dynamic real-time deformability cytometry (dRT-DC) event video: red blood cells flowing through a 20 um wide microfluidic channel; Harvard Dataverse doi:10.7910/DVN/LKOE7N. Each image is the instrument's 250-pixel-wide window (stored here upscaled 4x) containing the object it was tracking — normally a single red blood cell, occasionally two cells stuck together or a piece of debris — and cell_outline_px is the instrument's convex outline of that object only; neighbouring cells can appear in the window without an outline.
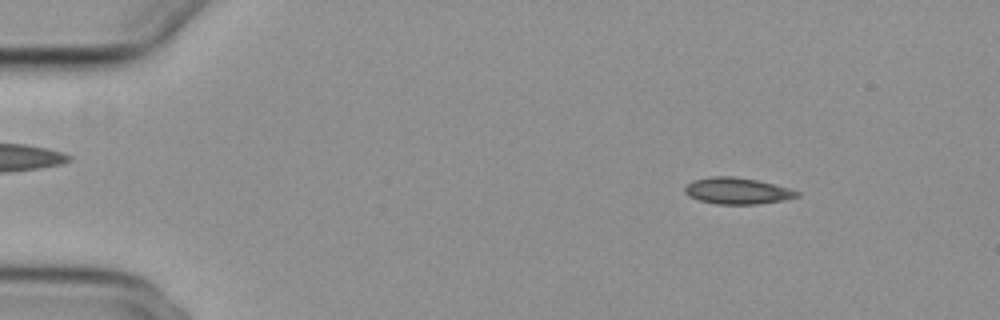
{"species": "common noctule bat (a hibernating species)", "species_latin": "Nyctalus noctula", "temperature_condition": "cold", "stored_images_in_passage": 36, "camera_frame_rate_fps": 3000, "um_per_image_px": 0.085, "animal": {"sex": "female", "body_mass_g": 29.2, "forearm_length_mm": 56.3}, "frame": {"image": 1, "passage_image": 6, "time_ms": 1.667, "image_size_px": [1000, 320], "cell_outline_px": [[800, 196], [784, 200], [756, 204], [716, 204], [700, 200], [688, 196], [684, 192], [684, 188], [692, 180], [712, 176], [732, 176], [756, 180], [788, 188], [800, 192]], "centroid_in_image_um": [62.64, 16.22], "position_along_channel_um": 22.4, "area_um2": 17.17}}
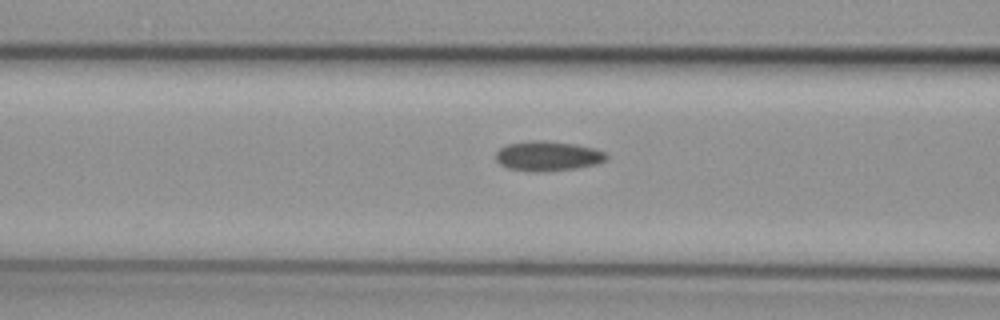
{"frame": {"image": 2, "passage_image": 17, "time_ms": 5.333, "image_size_px": [1000, 320], "cell_outline_px": [[608, 160], [596, 164], [576, 168], [548, 172], [532, 172], [508, 168], [500, 164], [496, 160], [496, 152], [500, 148], [508, 144], [528, 140], [544, 140], [576, 144], [596, 148], [604, 152], [608, 156]], "centroid_in_image_um": [46.58, 13.26], "position_along_channel_um": 120.0, "area_um2": 19.54}}
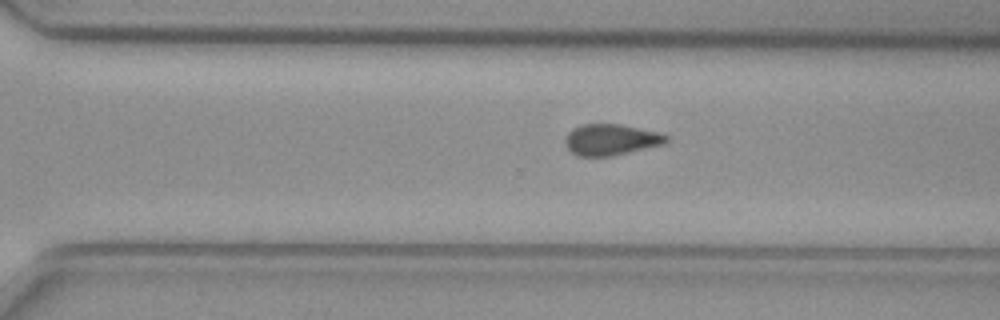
{"frame": {"image": 3, "passage_image": 33, "time_ms": 10.667, "image_size_px": [1000, 320], "cell_outline_px": [[668, 140], [664, 144], [612, 156], [576, 156], [568, 148], [564, 140], [568, 132], [572, 128], [584, 124], [620, 124], [660, 132], [668, 136]], "centroid_in_image_um": [51.93, 11.87], "position_along_channel_um": 318.7, "area_um2": 18.38}}